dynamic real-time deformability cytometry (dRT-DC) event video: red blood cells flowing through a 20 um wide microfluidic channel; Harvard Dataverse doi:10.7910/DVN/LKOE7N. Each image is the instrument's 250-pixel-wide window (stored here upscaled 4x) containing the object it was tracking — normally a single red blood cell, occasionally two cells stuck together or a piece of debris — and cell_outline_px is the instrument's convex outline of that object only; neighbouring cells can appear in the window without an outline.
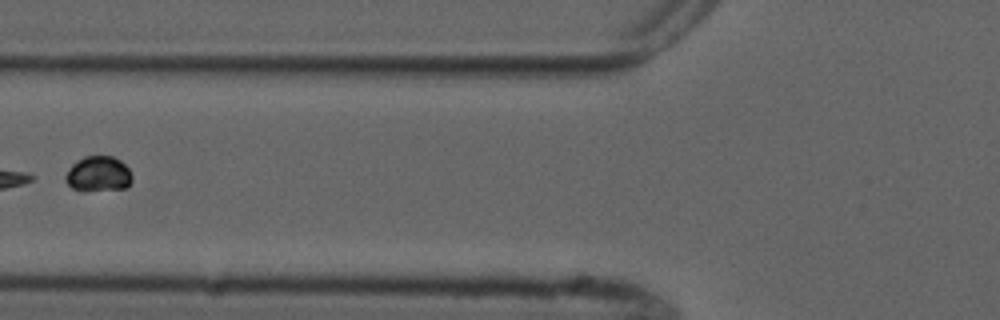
{"species": "common noctule bat (a hibernating species)", "species_latin": "Nyctalus noctula", "temperature_condition": "cold", "stored_images_in_passage": 7, "segment_of_instrument_passage": [2, 2], "camera_frame_rate_fps": 3000, "um_per_image_px": 0.085, "animal": {"sex": "male", "forearm_length_mm": 52.5}, "frame": {"image": 1, "passage_image": 6, "time_ms": 6.0, "image_size_px": [1000, 320], "cell_outline_px": [[132, 180], [124, 188], [84, 192], [80, 192], [72, 188], [64, 180], [64, 176], [68, 168], [76, 160], [84, 156], [112, 156], [120, 160], [128, 168], [132, 176]], "centroid_in_image_um": [8.3, 14.8], "position_along_channel_um": 117.5, "area_um2": 13.99}}